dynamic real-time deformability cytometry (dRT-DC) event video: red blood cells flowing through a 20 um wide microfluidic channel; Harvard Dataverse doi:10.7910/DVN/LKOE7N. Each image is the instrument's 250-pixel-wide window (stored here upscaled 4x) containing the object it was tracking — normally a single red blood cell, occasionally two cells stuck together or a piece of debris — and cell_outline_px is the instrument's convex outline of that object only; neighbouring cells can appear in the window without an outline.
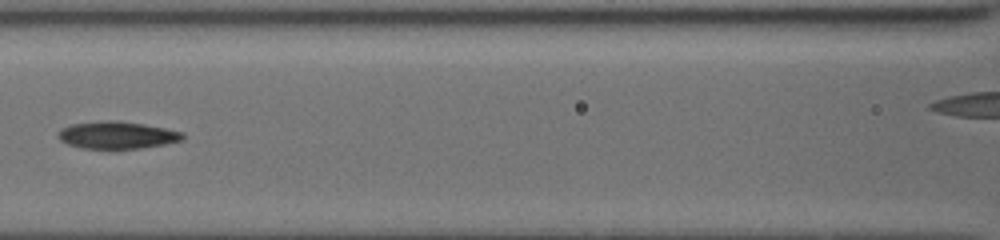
{"species": "common noctule bat (a hibernating species)", "species_latin": "Nyctalus noctula", "temperature_condition": "cold", "stored_images_in_passage": 7, "segment_of_instrument_passage": [1, 2], "camera_frame_rate_fps": 3000, "um_per_image_px": 0.085, "animal": {"sex": "female", "body_mass_g": 19.5, "forearm_length_mm": 54.1}, "frame": {"image": 1, "passage_image": 4, "time_ms": 2.667, "image_size_px": [1000, 240], "cell_outline_px": [[184, 136], [180, 140], [164, 144], [116, 152], [80, 148], [68, 144], [60, 140], [56, 136], [64, 128], [72, 124], [108, 120], [116, 120], [144, 124], [184, 132]], "centroid_in_image_um": [9.93, 11.53], "position_along_channel_um": 156.7, "area_um2": 20.35}}
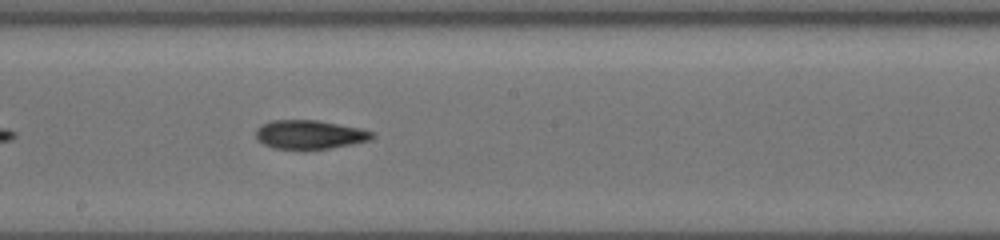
{"frame": {"image": 2, "passage_image": 6, "time_ms": 4.333, "image_size_px": [1000, 240], "cell_outline_px": [[376, 136], [368, 140], [352, 144], [304, 152], [272, 148], [256, 140], [256, 128], [272, 120], [316, 120], [360, 128], [372, 132]], "centroid_in_image_um": [26.27, 11.48], "position_along_channel_um": 221.9, "area_um2": 20.0}}